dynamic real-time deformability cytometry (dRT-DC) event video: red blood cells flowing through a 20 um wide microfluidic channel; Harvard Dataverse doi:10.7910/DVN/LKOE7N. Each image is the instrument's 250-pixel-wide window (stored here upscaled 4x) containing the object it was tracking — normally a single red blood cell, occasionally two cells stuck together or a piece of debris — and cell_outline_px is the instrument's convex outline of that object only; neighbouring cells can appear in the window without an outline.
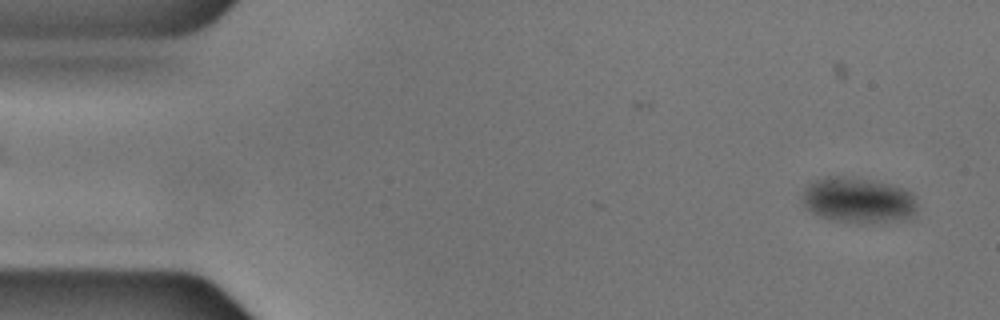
{"species": "common noctule bat (a hibernating species)", "species_latin": "Nyctalus noctula", "temperature_condition": "cold", "stored_images_in_passage": 42, "camera_frame_rate_fps": 3000, "um_per_image_px": 0.085, "animal": {"sex": "male", "body_mass_g": 17.9, "forearm_length_mm": 54.2}, "frame": {"image": 1, "passage_image": 2, "time_ms": 0.333, "image_size_px": [1000, 320], "cell_outline_px": [[916, 208], [912, 216], [908, 220], [860, 224], [828, 220], [804, 208], [800, 196], [804, 188], [812, 180], [828, 176], [844, 176], [872, 180], [892, 184], [904, 188], [912, 192], [916, 196]], "centroid_in_image_um": [72.93, 17.03], "position_along_channel_um": 12.1, "area_um2": 31.56}}
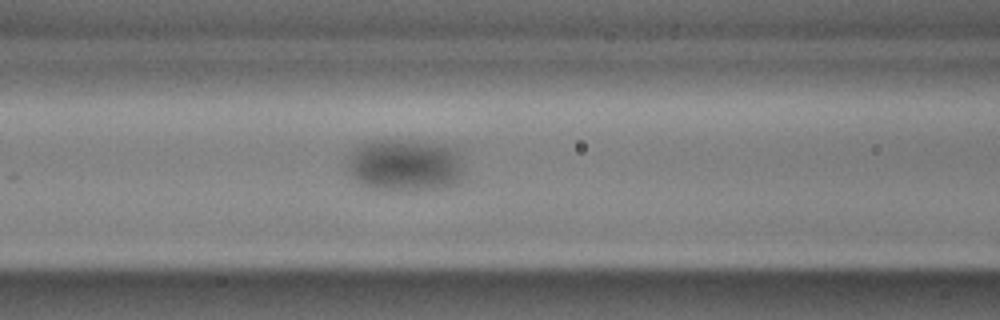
{"frame": {"image": 2, "passage_image": 21, "time_ms": 6.667, "image_size_px": [1000, 320], "cell_outline_px": [[464, 172], [460, 180], [456, 184], [440, 188], [400, 192], [368, 188], [356, 180], [348, 172], [348, 164], [352, 152], [356, 148], [372, 140], [412, 140], [456, 148], [464, 168]], "centroid_in_image_um": [34.45, 14.07], "position_along_channel_um": 132.2, "area_um2": 35.89}}
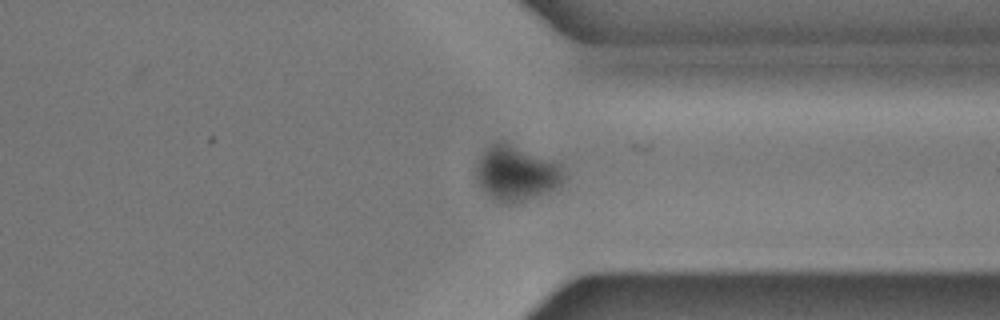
{"frame": {"image": 3, "passage_image": 41, "time_ms": 13.333, "image_size_px": [1000, 320], "cell_outline_px": [[564, 180], [552, 188], [544, 192], [524, 200], [508, 204], [496, 200], [480, 184], [476, 176], [476, 164], [480, 156], [496, 140], [504, 140], [552, 160], [560, 164], [564, 172]], "centroid_in_image_um": [43.87, 14.67], "position_along_channel_um": 367.5, "area_um2": 27.46}}